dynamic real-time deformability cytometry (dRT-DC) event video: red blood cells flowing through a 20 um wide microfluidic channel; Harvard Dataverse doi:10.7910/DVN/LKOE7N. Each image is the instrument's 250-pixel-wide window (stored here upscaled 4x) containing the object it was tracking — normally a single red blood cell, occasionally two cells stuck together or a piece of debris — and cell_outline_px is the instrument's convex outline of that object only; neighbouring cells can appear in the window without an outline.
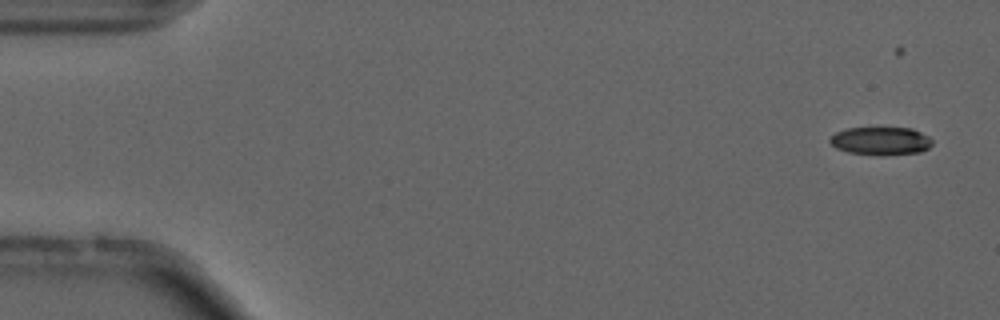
{"species": "common noctule bat (a hibernating species)", "species_latin": "Nyctalus noctula", "temperature_condition": "cold", "stored_images_in_passage": 11, "camera_frame_rate_fps": 3000, "um_per_image_px": 0.085, "animal": {"sex": "male", "forearm_length_mm": 52.5}, "frame": {"image": 1, "passage_image": 1, "time_ms": 0.0, "image_size_px": [1000, 320], "cell_outline_px": [[932, 144], [928, 148], [920, 152], [884, 156], [848, 152], [836, 148], [828, 140], [836, 132], [848, 128], [912, 128], [928, 136], [932, 140]], "centroid_in_image_um": [74.88, 11.99], "position_along_channel_um": 10.1, "area_um2": 16.76}}